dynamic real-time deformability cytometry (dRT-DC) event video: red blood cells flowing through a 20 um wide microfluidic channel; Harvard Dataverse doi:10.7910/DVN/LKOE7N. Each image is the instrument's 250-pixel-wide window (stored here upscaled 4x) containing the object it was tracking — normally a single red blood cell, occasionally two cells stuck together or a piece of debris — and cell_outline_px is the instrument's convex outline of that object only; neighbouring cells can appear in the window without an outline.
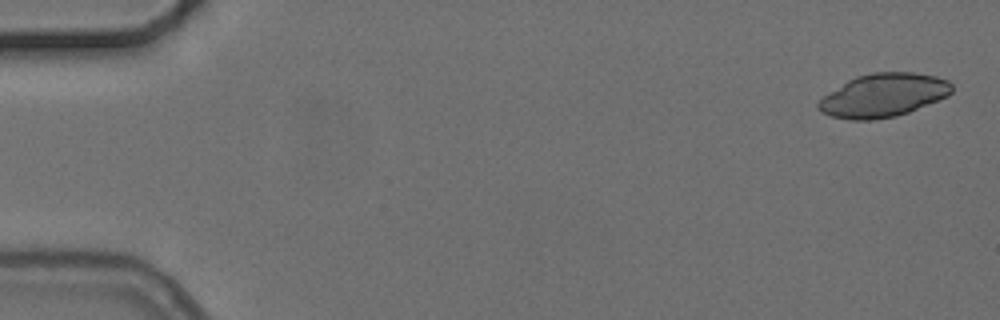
{"species": "common noctule bat (a hibernating species)", "species_latin": "Nyctalus noctula", "temperature_condition": "cold", "stored_images_in_passage": 5, "camera_frame_rate_fps": 3000, "um_per_image_px": 0.085, "animal": {"sex": "female", "body_mass_g": 24.6, "forearm_length_mm": 56.2}, "frame": {"image": 1, "passage_image": 1, "time_ms": 0.0, "image_size_px": [1000, 320], "cell_outline_px": [[952, 92], [948, 96], [908, 112], [896, 116], [872, 120], [852, 120], [832, 116], [820, 112], [816, 108], [816, 104], [824, 96], [848, 80], [856, 76], [872, 72], [912, 72], [936, 76], [948, 80], [952, 84]], "centroid_in_image_um": [75.08, 8.1], "position_along_channel_um": 9.9, "area_um2": 33.7}}